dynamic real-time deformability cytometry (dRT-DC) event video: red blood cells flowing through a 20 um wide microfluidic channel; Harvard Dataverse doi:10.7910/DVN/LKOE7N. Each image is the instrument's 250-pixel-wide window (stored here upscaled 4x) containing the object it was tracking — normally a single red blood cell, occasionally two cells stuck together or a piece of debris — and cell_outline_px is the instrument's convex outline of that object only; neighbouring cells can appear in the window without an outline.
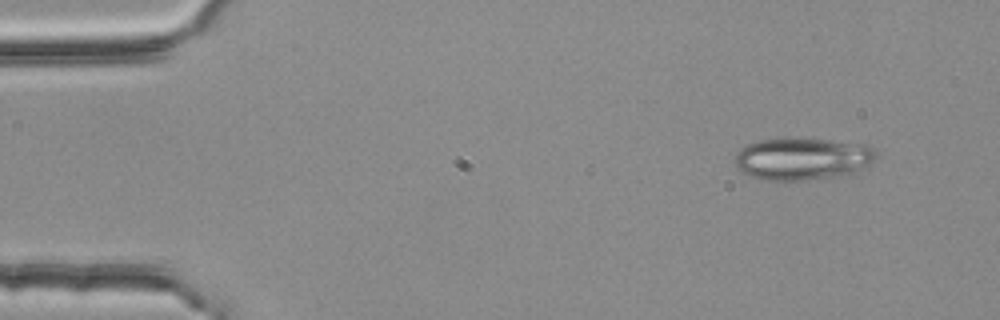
{"species": "common noctule bat (a hibernating species)", "species_latin": "Nyctalus noctula", "temperature_condition": "room temperature", "stored_images_in_passage": 3, "camera_frame_rate_fps": 3000, "um_per_image_px": 0.085, "animal": {"sex": "female", "body_mass_g": 25.1}, "frame": {"image": 1, "passage_image": 1, "time_ms": 0.0, "image_size_px": [1000, 320], "cell_outline_px": [[876, 160], [868, 164], [848, 172], [832, 176], [804, 180], [764, 180], [752, 176], [736, 168], [732, 160], [736, 152], [740, 148], [748, 144], [760, 140], [784, 136], [796, 136], [868, 144], [876, 152]], "centroid_in_image_um": [68.12, 13.44], "position_along_channel_um": 16.9, "area_um2": 35.14}}